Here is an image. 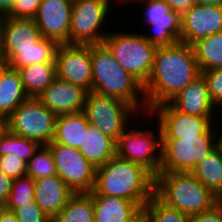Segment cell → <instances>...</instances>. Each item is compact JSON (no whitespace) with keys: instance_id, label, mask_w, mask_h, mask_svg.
Returning a JSON list of instances; mask_svg holds the SVG:
<instances>
[{"instance_id":"1","label":"cell","mask_w":222,"mask_h":222,"mask_svg":"<svg viewBox=\"0 0 222 222\" xmlns=\"http://www.w3.org/2000/svg\"><path fill=\"white\" fill-rule=\"evenodd\" d=\"M200 75L192 45L178 41L157 47L151 75L143 86L148 113L170 102Z\"/></svg>"},{"instance_id":"2","label":"cell","mask_w":222,"mask_h":222,"mask_svg":"<svg viewBox=\"0 0 222 222\" xmlns=\"http://www.w3.org/2000/svg\"><path fill=\"white\" fill-rule=\"evenodd\" d=\"M91 195L125 198L142 209L155 195V176L145 167L117 154L97 167Z\"/></svg>"},{"instance_id":"3","label":"cell","mask_w":222,"mask_h":222,"mask_svg":"<svg viewBox=\"0 0 222 222\" xmlns=\"http://www.w3.org/2000/svg\"><path fill=\"white\" fill-rule=\"evenodd\" d=\"M90 57L93 70L92 91L119 98L137 112L143 104L142 111L146 112L147 117L143 85L119 65L110 50L103 43L90 44Z\"/></svg>"},{"instance_id":"4","label":"cell","mask_w":222,"mask_h":222,"mask_svg":"<svg viewBox=\"0 0 222 222\" xmlns=\"http://www.w3.org/2000/svg\"><path fill=\"white\" fill-rule=\"evenodd\" d=\"M155 195L166 205L189 216L209 211L221 201L191 172L158 173Z\"/></svg>"},{"instance_id":"5","label":"cell","mask_w":222,"mask_h":222,"mask_svg":"<svg viewBox=\"0 0 222 222\" xmlns=\"http://www.w3.org/2000/svg\"><path fill=\"white\" fill-rule=\"evenodd\" d=\"M119 65L143 86L151 75L157 46L140 33L108 32L102 42Z\"/></svg>"},{"instance_id":"6","label":"cell","mask_w":222,"mask_h":222,"mask_svg":"<svg viewBox=\"0 0 222 222\" xmlns=\"http://www.w3.org/2000/svg\"><path fill=\"white\" fill-rule=\"evenodd\" d=\"M213 126L214 124L199 137L163 140L159 173L192 172L195 166L220 144V138H217L219 132H213Z\"/></svg>"},{"instance_id":"7","label":"cell","mask_w":222,"mask_h":222,"mask_svg":"<svg viewBox=\"0 0 222 222\" xmlns=\"http://www.w3.org/2000/svg\"><path fill=\"white\" fill-rule=\"evenodd\" d=\"M56 115L35 97L23 101L5 120L6 128L41 145L52 142Z\"/></svg>"},{"instance_id":"8","label":"cell","mask_w":222,"mask_h":222,"mask_svg":"<svg viewBox=\"0 0 222 222\" xmlns=\"http://www.w3.org/2000/svg\"><path fill=\"white\" fill-rule=\"evenodd\" d=\"M83 112L89 124L116 142L127 129L126 125L130 121L128 119L138 113L130 104L119 98L93 91L87 93Z\"/></svg>"},{"instance_id":"9","label":"cell","mask_w":222,"mask_h":222,"mask_svg":"<svg viewBox=\"0 0 222 222\" xmlns=\"http://www.w3.org/2000/svg\"><path fill=\"white\" fill-rule=\"evenodd\" d=\"M157 126V133L151 129H125L116 142L119 157L145 167L154 176L160 171L163 147L162 130L160 125Z\"/></svg>"},{"instance_id":"10","label":"cell","mask_w":222,"mask_h":222,"mask_svg":"<svg viewBox=\"0 0 222 222\" xmlns=\"http://www.w3.org/2000/svg\"><path fill=\"white\" fill-rule=\"evenodd\" d=\"M112 0H73L70 27V44H101L108 32L106 24ZM120 2L119 0H116ZM101 30V31H99Z\"/></svg>"},{"instance_id":"11","label":"cell","mask_w":222,"mask_h":222,"mask_svg":"<svg viewBox=\"0 0 222 222\" xmlns=\"http://www.w3.org/2000/svg\"><path fill=\"white\" fill-rule=\"evenodd\" d=\"M47 145L52 152L57 175L73 193L91 192L95 186L97 168L77 148L57 143Z\"/></svg>"},{"instance_id":"12","label":"cell","mask_w":222,"mask_h":222,"mask_svg":"<svg viewBox=\"0 0 222 222\" xmlns=\"http://www.w3.org/2000/svg\"><path fill=\"white\" fill-rule=\"evenodd\" d=\"M131 2L144 4V13H141L143 22L151 25L152 34L142 35L151 44L162 47L173 45L180 41L181 14L172 10L163 0H124L123 4Z\"/></svg>"},{"instance_id":"13","label":"cell","mask_w":222,"mask_h":222,"mask_svg":"<svg viewBox=\"0 0 222 222\" xmlns=\"http://www.w3.org/2000/svg\"><path fill=\"white\" fill-rule=\"evenodd\" d=\"M55 62L57 78L92 91L90 44H59Z\"/></svg>"},{"instance_id":"14","label":"cell","mask_w":222,"mask_h":222,"mask_svg":"<svg viewBox=\"0 0 222 222\" xmlns=\"http://www.w3.org/2000/svg\"><path fill=\"white\" fill-rule=\"evenodd\" d=\"M152 113L158 116L163 140H179L184 137H199L204 134L216 119L199 117L178 111L170 102L154 107ZM213 120V121H212Z\"/></svg>"},{"instance_id":"15","label":"cell","mask_w":222,"mask_h":222,"mask_svg":"<svg viewBox=\"0 0 222 222\" xmlns=\"http://www.w3.org/2000/svg\"><path fill=\"white\" fill-rule=\"evenodd\" d=\"M73 0H41L33 18L42 37L70 44Z\"/></svg>"},{"instance_id":"16","label":"cell","mask_w":222,"mask_h":222,"mask_svg":"<svg viewBox=\"0 0 222 222\" xmlns=\"http://www.w3.org/2000/svg\"><path fill=\"white\" fill-rule=\"evenodd\" d=\"M222 31V5L194 4L181 14L180 41L197 40Z\"/></svg>"},{"instance_id":"17","label":"cell","mask_w":222,"mask_h":222,"mask_svg":"<svg viewBox=\"0 0 222 222\" xmlns=\"http://www.w3.org/2000/svg\"><path fill=\"white\" fill-rule=\"evenodd\" d=\"M0 33L3 58L8 62L19 49L32 48L41 38L34 19L0 18Z\"/></svg>"},{"instance_id":"18","label":"cell","mask_w":222,"mask_h":222,"mask_svg":"<svg viewBox=\"0 0 222 222\" xmlns=\"http://www.w3.org/2000/svg\"><path fill=\"white\" fill-rule=\"evenodd\" d=\"M87 93L83 87L56 77L37 98L58 116L82 112Z\"/></svg>"},{"instance_id":"19","label":"cell","mask_w":222,"mask_h":222,"mask_svg":"<svg viewBox=\"0 0 222 222\" xmlns=\"http://www.w3.org/2000/svg\"><path fill=\"white\" fill-rule=\"evenodd\" d=\"M72 194L58 175L35 179V202L50 220L61 212Z\"/></svg>"},{"instance_id":"20","label":"cell","mask_w":222,"mask_h":222,"mask_svg":"<svg viewBox=\"0 0 222 222\" xmlns=\"http://www.w3.org/2000/svg\"><path fill=\"white\" fill-rule=\"evenodd\" d=\"M170 103L178 111L199 117H213L212 113L217 110L210 99L207 82L202 74L177 94Z\"/></svg>"},{"instance_id":"21","label":"cell","mask_w":222,"mask_h":222,"mask_svg":"<svg viewBox=\"0 0 222 222\" xmlns=\"http://www.w3.org/2000/svg\"><path fill=\"white\" fill-rule=\"evenodd\" d=\"M94 205V222H128L142 208L125 198L91 195Z\"/></svg>"},{"instance_id":"22","label":"cell","mask_w":222,"mask_h":222,"mask_svg":"<svg viewBox=\"0 0 222 222\" xmlns=\"http://www.w3.org/2000/svg\"><path fill=\"white\" fill-rule=\"evenodd\" d=\"M89 122L85 113L58 115L55 121L54 137L51 143L79 149L83 144Z\"/></svg>"},{"instance_id":"23","label":"cell","mask_w":222,"mask_h":222,"mask_svg":"<svg viewBox=\"0 0 222 222\" xmlns=\"http://www.w3.org/2000/svg\"><path fill=\"white\" fill-rule=\"evenodd\" d=\"M116 141L89 124L79 152L96 168L116 155Z\"/></svg>"},{"instance_id":"24","label":"cell","mask_w":222,"mask_h":222,"mask_svg":"<svg viewBox=\"0 0 222 222\" xmlns=\"http://www.w3.org/2000/svg\"><path fill=\"white\" fill-rule=\"evenodd\" d=\"M28 98L20 73L9 66L0 80V115L6 120Z\"/></svg>"},{"instance_id":"25","label":"cell","mask_w":222,"mask_h":222,"mask_svg":"<svg viewBox=\"0 0 222 222\" xmlns=\"http://www.w3.org/2000/svg\"><path fill=\"white\" fill-rule=\"evenodd\" d=\"M222 201V145L219 144L191 172Z\"/></svg>"},{"instance_id":"26","label":"cell","mask_w":222,"mask_h":222,"mask_svg":"<svg viewBox=\"0 0 222 222\" xmlns=\"http://www.w3.org/2000/svg\"><path fill=\"white\" fill-rule=\"evenodd\" d=\"M28 97L37 98L56 78V63L43 62L18 69Z\"/></svg>"},{"instance_id":"27","label":"cell","mask_w":222,"mask_h":222,"mask_svg":"<svg viewBox=\"0 0 222 222\" xmlns=\"http://www.w3.org/2000/svg\"><path fill=\"white\" fill-rule=\"evenodd\" d=\"M59 43L42 37L32 48L19 49L8 64L12 69H19L27 65L50 62L56 63V52Z\"/></svg>"},{"instance_id":"28","label":"cell","mask_w":222,"mask_h":222,"mask_svg":"<svg viewBox=\"0 0 222 222\" xmlns=\"http://www.w3.org/2000/svg\"><path fill=\"white\" fill-rule=\"evenodd\" d=\"M200 71L222 68V31L192 44Z\"/></svg>"},{"instance_id":"29","label":"cell","mask_w":222,"mask_h":222,"mask_svg":"<svg viewBox=\"0 0 222 222\" xmlns=\"http://www.w3.org/2000/svg\"><path fill=\"white\" fill-rule=\"evenodd\" d=\"M51 222H94L93 199L89 192L73 193Z\"/></svg>"},{"instance_id":"30","label":"cell","mask_w":222,"mask_h":222,"mask_svg":"<svg viewBox=\"0 0 222 222\" xmlns=\"http://www.w3.org/2000/svg\"><path fill=\"white\" fill-rule=\"evenodd\" d=\"M40 145L34 140L18 136L5 128L0 134V157L15 154L28 163Z\"/></svg>"},{"instance_id":"31","label":"cell","mask_w":222,"mask_h":222,"mask_svg":"<svg viewBox=\"0 0 222 222\" xmlns=\"http://www.w3.org/2000/svg\"><path fill=\"white\" fill-rule=\"evenodd\" d=\"M26 175L40 179L57 175L56 164L49 146L40 145L27 163Z\"/></svg>"},{"instance_id":"32","label":"cell","mask_w":222,"mask_h":222,"mask_svg":"<svg viewBox=\"0 0 222 222\" xmlns=\"http://www.w3.org/2000/svg\"><path fill=\"white\" fill-rule=\"evenodd\" d=\"M150 222H189L190 216L172 208L154 195L144 206Z\"/></svg>"},{"instance_id":"33","label":"cell","mask_w":222,"mask_h":222,"mask_svg":"<svg viewBox=\"0 0 222 222\" xmlns=\"http://www.w3.org/2000/svg\"><path fill=\"white\" fill-rule=\"evenodd\" d=\"M35 200V180L28 175L13 180L12 189L6 202V209L12 211L21 204Z\"/></svg>"},{"instance_id":"34","label":"cell","mask_w":222,"mask_h":222,"mask_svg":"<svg viewBox=\"0 0 222 222\" xmlns=\"http://www.w3.org/2000/svg\"><path fill=\"white\" fill-rule=\"evenodd\" d=\"M208 86V93L213 104L222 106V68H215L201 72Z\"/></svg>"},{"instance_id":"35","label":"cell","mask_w":222,"mask_h":222,"mask_svg":"<svg viewBox=\"0 0 222 222\" xmlns=\"http://www.w3.org/2000/svg\"><path fill=\"white\" fill-rule=\"evenodd\" d=\"M12 212L19 222H51L35 200L19 205Z\"/></svg>"},{"instance_id":"36","label":"cell","mask_w":222,"mask_h":222,"mask_svg":"<svg viewBox=\"0 0 222 222\" xmlns=\"http://www.w3.org/2000/svg\"><path fill=\"white\" fill-rule=\"evenodd\" d=\"M0 169L14 180L26 175L27 163L15 154H8L0 157Z\"/></svg>"},{"instance_id":"37","label":"cell","mask_w":222,"mask_h":222,"mask_svg":"<svg viewBox=\"0 0 222 222\" xmlns=\"http://www.w3.org/2000/svg\"><path fill=\"white\" fill-rule=\"evenodd\" d=\"M40 4L41 0H16L8 17L33 19Z\"/></svg>"},{"instance_id":"38","label":"cell","mask_w":222,"mask_h":222,"mask_svg":"<svg viewBox=\"0 0 222 222\" xmlns=\"http://www.w3.org/2000/svg\"><path fill=\"white\" fill-rule=\"evenodd\" d=\"M189 222H222V201L209 211L190 216Z\"/></svg>"},{"instance_id":"39","label":"cell","mask_w":222,"mask_h":222,"mask_svg":"<svg viewBox=\"0 0 222 222\" xmlns=\"http://www.w3.org/2000/svg\"><path fill=\"white\" fill-rule=\"evenodd\" d=\"M13 179L5 175L0 169V202L6 204L12 189Z\"/></svg>"},{"instance_id":"40","label":"cell","mask_w":222,"mask_h":222,"mask_svg":"<svg viewBox=\"0 0 222 222\" xmlns=\"http://www.w3.org/2000/svg\"><path fill=\"white\" fill-rule=\"evenodd\" d=\"M172 10L182 14L184 11L189 10L196 0H163Z\"/></svg>"},{"instance_id":"41","label":"cell","mask_w":222,"mask_h":222,"mask_svg":"<svg viewBox=\"0 0 222 222\" xmlns=\"http://www.w3.org/2000/svg\"><path fill=\"white\" fill-rule=\"evenodd\" d=\"M15 2L16 0H0V18L12 12Z\"/></svg>"},{"instance_id":"42","label":"cell","mask_w":222,"mask_h":222,"mask_svg":"<svg viewBox=\"0 0 222 222\" xmlns=\"http://www.w3.org/2000/svg\"><path fill=\"white\" fill-rule=\"evenodd\" d=\"M0 222H19L15 214L10 210H5L1 216Z\"/></svg>"},{"instance_id":"43","label":"cell","mask_w":222,"mask_h":222,"mask_svg":"<svg viewBox=\"0 0 222 222\" xmlns=\"http://www.w3.org/2000/svg\"><path fill=\"white\" fill-rule=\"evenodd\" d=\"M128 222H150L148 214L142 209L135 217Z\"/></svg>"},{"instance_id":"44","label":"cell","mask_w":222,"mask_h":222,"mask_svg":"<svg viewBox=\"0 0 222 222\" xmlns=\"http://www.w3.org/2000/svg\"><path fill=\"white\" fill-rule=\"evenodd\" d=\"M196 4L222 5V0H196Z\"/></svg>"},{"instance_id":"45","label":"cell","mask_w":222,"mask_h":222,"mask_svg":"<svg viewBox=\"0 0 222 222\" xmlns=\"http://www.w3.org/2000/svg\"><path fill=\"white\" fill-rule=\"evenodd\" d=\"M9 67L8 62L3 59L2 61H0V80L2 77V74L4 73V71Z\"/></svg>"},{"instance_id":"46","label":"cell","mask_w":222,"mask_h":222,"mask_svg":"<svg viewBox=\"0 0 222 222\" xmlns=\"http://www.w3.org/2000/svg\"><path fill=\"white\" fill-rule=\"evenodd\" d=\"M6 128L5 119L0 115V134Z\"/></svg>"},{"instance_id":"47","label":"cell","mask_w":222,"mask_h":222,"mask_svg":"<svg viewBox=\"0 0 222 222\" xmlns=\"http://www.w3.org/2000/svg\"><path fill=\"white\" fill-rule=\"evenodd\" d=\"M5 210H6V205L0 202V219Z\"/></svg>"},{"instance_id":"48","label":"cell","mask_w":222,"mask_h":222,"mask_svg":"<svg viewBox=\"0 0 222 222\" xmlns=\"http://www.w3.org/2000/svg\"><path fill=\"white\" fill-rule=\"evenodd\" d=\"M4 58H3V55H2V44H1V33H0V61H2Z\"/></svg>"},{"instance_id":"49","label":"cell","mask_w":222,"mask_h":222,"mask_svg":"<svg viewBox=\"0 0 222 222\" xmlns=\"http://www.w3.org/2000/svg\"><path fill=\"white\" fill-rule=\"evenodd\" d=\"M219 138H220V144L222 145V133H221V136Z\"/></svg>"}]
</instances>
